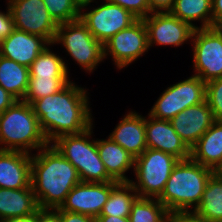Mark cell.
Masks as SVG:
<instances>
[{
	"label": "cell",
	"instance_id": "obj_1",
	"mask_svg": "<svg viewBox=\"0 0 222 222\" xmlns=\"http://www.w3.org/2000/svg\"><path fill=\"white\" fill-rule=\"evenodd\" d=\"M72 80L60 91L34 100V114L49 144L56 138L85 131L94 123L88 89Z\"/></svg>",
	"mask_w": 222,
	"mask_h": 222
},
{
	"label": "cell",
	"instance_id": "obj_2",
	"mask_svg": "<svg viewBox=\"0 0 222 222\" xmlns=\"http://www.w3.org/2000/svg\"><path fill=\"white\" fill-rule=\"evenodd\" d=\"M81 182L76 168L51 144L31 154V185L39 208L57 209Z\"/></svg>",
	"mask_w": 222,
	"mask_h": 222
},
{
	"label": "cell",
	"instance_id": "obj_3",
	"mask_svg": "<svg viewBox=\"0 0 222 222\" xmlns=\"http://www.w3.org/2000/svg\"><path fill=\"white\" fill-rule=\"evenodd\" d=\"M213 173L191 158L179 160L157 199L168 212H194Z\"/></svg>",
	"mask_w": 222,
	"mask_h": 222
},
{
	"label": "cell",
	"instance_id": "obj_4",
	"mask_svg": "<svg viewBox=\"0 0 222 222\" xmlns=\"http://www.w3.org/2000/svg\"><path fill=\"white\" fill-rule=\"evenodd\" d=\"M48 145L31 104L17 100L0 115V150L32 154Z\"/></svg>",
	"mask_w": 222,
	"mask_h": 222
},
{
	"label": "cell",
	"instance_id": "obj_5",
	"mask_svg": "<svg viewBox=\"0 0 222 222\" xmlns=\"http://www.w3.org/2000/svg\"><path fill=\"white\" fill-rule=\"evenodd\" d=\"M94 125L81 133L60 136L50 144L76 168L81 182H112L101 161L97 139L91 137Z\"/></svg>",
	"mask_w": 222,
	"mask_h": 222
},
{
	"label": "cell",
	"instance_id": "obj_6",
	"mask_svg": "<svg viewBox=\"0 0 222 222\" xmlns=\"http://www.w3.org/2000/svg\"><path fill=\"white\" fill-rule=\"evenodd\" d=\"M54 45H62L66 55L86 71L93 73L104 62V48L80 20L58 24Z\"/></svg>",
	"mask_w": 222,
	"mask_h": 222
},
{
	"label": "cell",
	"instance_id": "obj_7",
	"mask_svg": "<svg viewBox=\"0 0 222 222\" xmlns=\"http://www.w3.org/2000/svg\"><path fill=\"white\" fill-rule=\"evenodd\" d=\"M178 162L179 159L173 155L152 148H147L135 158V179H131L130 183L138 197L158 198Z\"/></svg>",
	"mask_w": 222,
	"mask_h": 222
},
{
	"label": "cell",
	"instance_id": "obj_8",
	"mask_svg": "<svg viewBox=\"0 0 222 222\" xmlns=\"http://www.w3.org/2000/svg\"><path fill=\"white\" fill-rule=\"evenodd\" d=\"M91 3H96L97 7H94V4L91 7ZM97 3L99 2L96 0L81 3L80 20L102 44L138 19L130 11L117 4L106 0L101 5Z\"/></svg>",
	"mask_w": 222,
	"mask_h": 222
},
{
	"label": "cell",
	"instance_id": "obj_9",
	"mask_svg": "<svg viewBox=\"0 0 222 222\" xmlns=\"http://www.w3.org/2000/svg\"><path fill=\"white\" fill-rule=\"evenodd\" d=\"M206 83L191 75L167 87L154 102L148 115L159 120H171L181 111L205 101Z\"/></svg>",
	"mask_w": 222,
	"mask_h": 222
},
{
	"label": "cell",
	"instance_id": "obj_10",
	"mask_svg": "<svg viewBox=\"0 0 222 222\" xmlns=\"http://www.w3.org/2000/svg\"><path fill=\"white\" fill-rule=\"evenodd\" d=\"M190 44L195 73L192 75L205 83L222 78V31L218 27L194 29Z\"/></svg>",
	"mask_w": 222,
	"mask_h": 222
},
{
	"label": "cell",
	"instance_id": "obj_11",
	"mask_svg": "<svg viewBox=\"0 0 222 222\" xmlns=\"http://www.w3.org/2000/svg\"><path fill=\"white\" fill-rule=\"evenodd\" d=\"M104 59L108 56L117 69L128 67L149 50L147 28L143 19H137L132 25L113 35L103 44Z\"/></svg>",
	"mask_w": 222,
	"mask_h": 222
},
{
	"label": "cell",
	"instance_id": "obj_12",
	"mask_svg": "<svg viewBox=\"0 0 222 222\" xmlns=\"http://www.w3.org/2000/svg\"><path fill=\"white\" fill-rule=\"evenodd\" d=\"M14 28L39 35L49 43L56 37L58 24L50 16L43 0H6Z\"/></svg>",
	"mask_w": 222,
	"mask_h": 222
},
{
	"label": "cell",
	"instance_id": "obj_13",
	"mask_svg": "<svg viewBox=\"0 0 222 222\" xmlns=\"http://www.w3.org/2000/svg\"><path fill=\"white\" fill-rule=\"evenodd\" d=\"M149 49L155 45L179 47L191 42L194 28L170 12H155L143 18Z\"/></svg>",
	"mask_w": 222,
	"mask_h": 222
},
{
	"label": "cell",
	"instance_id": "obj_14",
	"mask_svg": "<svg viewBox=\"0 0 222 222\" xmlns=\"http://www.w3.org/2000/svg\"><path fill=\"white\" fill-rule=\"evenodd\" d=\"M118 182H80L66 196L60 209L85 214L93 218L100 216L112 188Z\"/></svg>",
	"mask_w": 222,
	"mask_h": 222
},
{
	"label": "cell",
	"instance_id": "obj_15",
	"mask_svg": "<svg viewBox=\"0 0 222 222\" xmlns=\"http://www.w3.org/2000/svg\"><path fill=\"white\" fill-rule=\"evenodd\" d=\"M215 121L206 101L188 107L170 120L176 133L190 149Z\"/></svg>",
	"mask_w": 222,
	"mask_h": 222
},
{
	"label": "cell",
	"instance_id": "obj_16",
	"mask_svg": "<svg viewBox=\"0 0 222 222\" xmlns=\"http://www.w3.org/2000/svg\"><path fill=\"white\" fill-rule=\"evenodd\" d=\"M145 129L147 148L161 150L179 160L190 158V148L176 133L169 120H159L147 115Z\"/></svg>",
	"mask_w": 222,
	"mask_h": 222
},
{
	"label": "cell",
	"instance_id": "obj_17",
	"mask_svg": "<svg viewBox=\"0 0 222 222\" xmlns=\"http://www.w3.org/2000/svg\"><path fill=\"white\" fill-rule=\"evenodd\" d=\"M49 44L39 35L14 29L0 42V55L29 67Z\"/></svg>",
	"mask_w": 222,
	"mask_h": 222
},
{
	"label": "cell",
	"instance_id": "obj_18",
	"mask_svg": "<svg viewBox=\"0 0 222 222\" xmlns=\"http://www.w3.org/2000/svg\"><path fill=\"white\" fill-rule=\"evenodd\" d=\"M109 137L134 158L139 157L147 149L145 116L130 110L115 126Z\"/></svg>",
	"mask_w": 222,
	"mask_h": 222
},
{
	"label": "cell",
	"instance_id": "obj_19",
	"mask_svg": "<svg viewBox=\"0 0 222 222\" xmlns=\"http://www.w3.org/2000/svg\"><path fill=\"white\" fill-rule=\"evenodd\" d=\"M31 185V154L0 150V188L22 189Z\"/></svg>",
	"mask_w": 222,
	"mask_h": 222
},
{
	"label": "cell",
	"instance_id": "obj_20",
	"mask_svg": "<svg viewBox=\"0 0 222 222\" xmlns=\"http://www.w3.org/2000/svg\"><path fill=\"white\" fill-rule=\"evenodd\" d=\"M97 148L108 175L116 182H130L126 173L134 171L135 158L109 136L97 139Z\"/></svg>",
	"mask_w": 222,
	"mask_h": 222
},
{
	"label": "cell",
	"instance_id": "obj_21",
	"mask_svg": "<svg viewBox=\"0 0 222 222\" xmlns=\"http://www.w3.org/2000/svg\"><path fill=\"white\" fill-rule=\"evenodd\" d=\"M190 158L214 172L222 163V121H215L191 147Z\"/></svg>",
	"mask_w": 222,
	"mask_h": 222
},
{
	"label": "cell",
	"instance_id": "obj_22",
	"mask_svg": "<svg viewBox=\"0 0 222 222\" xmlns=\"http://www.w3.org/2000/svg\"><path fill=\"white\" fill-rule=\"evenodd\" d=\"M38 209L32 187L0 188V222L8 218L31 215Z\"/></svg>",
	"mask_w": 222,
	"mask_h": 222
},
{
	"label": "cell",
	"instance_id": "obj_23",
	"mask_svg": "<svg viewBox=\"0 0 222 222\" xmlns=\"http://www.w3.org/2000/svg\"><path fill=\"white\" fill-rule=\"evenodd\" d=\"M169 12L194 29L212 27V0H175Z\"/></svg>",
	"mask_w": 222,
	"mask_h": 222
},
{
	"label": "cell",
	"instance_id": "obj_24",
	"mask_svg": "<svg viewBox=\"0 0 222 222\" xmlns=\"http://www.w3.org/2000/svg\"><path fill=\"white\" fill-rule=\"evenodd\" d=\"M193 213L206 222H222V175H211Z\"/></svg>",
	"mask_w": 222,
	"mask_h": 222
},
{
	"label": "cell",
	"instance_id": "obj_25",
	"mask_svg": "<svg viewBox=\"0 0 222 222\" xmlns=\"http://www.w3.org/2000/svg\"><path fill=\"white\" fill-rule=\"evenodd\" d=\"M29 76V67L0 55V85L17 100H23Z\"/></svg>",
	"mask_w": 222,
	"mask_h": 222
},
{
	"label": "cell",
	"instance_id": "obj_26",
	"mask_svg": "<svg viewBox=\"0 0 222 222\" xmlns=\"http://www.w3.org/2000/svg\"><path fill=\"white\" fill-rule=\"evenodd\" d=\"M53 43L39 54V56L29 66L30 76H39L45 78H69L68 64L64 57L56 54L51 47Z\"/></svg>",
	"mask_w": 222,
	"mask_h": 222
},
{
	"label": "cell",
	"instance_id": "obj_27",
	"mask_svg": "<svg viewBox=\"0 0 222 222\" xmlns=\"http://www.w3.org/2000/svg\"><path fill=\"white\" fill-rule=\"evenodd\" d=\"M138 197L130 182H118L111 190L100 215L129 217L131 205Z\"/></svg>",
	"mask_w": 222,
	"mask_h": 222
},
{
	"label": "cell",
	"instance_id": "obj_28",
	"mask_svg": "<svg viewBox=\"0 0 222 222\" xmlns=\"http://www.w3.org/2000/svg\"><path fill=\"white\" fill-rule=\"evenodd\" d=\"M168 211L157 198L137 197L131 205L130 222H166Z\"/></svg>",
	"mask_w": 222,
	"mask_h": 222
},
{
	"label": "cell",
	"instance_id": "obj_29",
	"mask_svg": "<svg viewBox=\"0 0 222 222\" xmlns=\"http://www.w3.org/2000/svg\"><path fill=\"white\" fill-rule=\"evenodd\" d=\"M70 81V78H45L39 76H29L27 92L22 101L31 104L34 100L57 93Z\"/></svg>",
	"mask_w": 222,
	"mask_h": 222
},
{
	"label": "cell",
	"instance_id": "obj_30",
	"mask_svg": "<svg viewBox=\"0 0 222 222\" xmlns=\"http://www.w3.org/2000/svg\"><path fill=\"white\" fill-rule=\"evenodd\" d=\"M45 6L57 24L80 19L81 2L79 0H43Z\"/></svg>",
	"mask_w": 222,
	"mask_h": 222
},
{
	"label": "cell",
	"instance_id": "obj_31",
	"mask_svg": "<svg viewBox=\"0 0 222 222\" xmlns=\"http://www.w3.org/2000/svg\"><path fill=\"white\" fill-rule=\"evenodd\" d=\"M205 101L213 111L216 121H222V78L206 82Z\"/></svg>",
	"mask_w": 222,
	"mask_h": 222
},
{
	"label": "cell",
	"instance_id": "obj_32",
	"mask_svg": "<svg viewBox=\"0 0 222 222\" xmlns=\"http://www.w3.org/2000/svg\"><path fill=\"white\" fill-rule=\"evenodd\" d=\"M117 4L122 8L130 11L136 18L143 19L149 16L148 0H106Z\"/></svg>",
	"mask_w": 222,
	"mask_h": 222
},
{
	"label": "cell",
	"instance_id": "obj_33",
	"mask_svg": "<svg viewBox=\"0 0 222 222\" xmlns=\"http://www.w3.org/2000/svg\"><path fill=\"white\" fill-rule=\"evenodd\" d=\"M14 22L10 10L7 6L6 12L0 10V42L7 38L9 34L14 30Z\"/></svg>",
	"mask_w": 222,
	"mask_h": 222
},
{
	"label": "cell",
	"instance_id": "obj_34",
	"mask_svg": "<svg viewBox=\"0 0 222 222\" xmlns=\"http://www.w3.org/2000/svg\"><path fill=\"white\" fill-rule=\"evenodd\" d=\"M166 222H206L193 212H168Z\"/></svg>",
	"mask_w": 222,
	"mask_h": 222
},
{
	"label": "cell",
	"instance_id": "obj_35",
	"mask_svg": "<svg viewBox=\"0 0 222 222\" xmlns=\"http://www.w3.org/2000/svg\"><path fill=\"white\" fill-rule=\"evenodd\" d=\"M60 213L61 222H96V219L80 213L63 211L60 208H57Z\"/></svg>",
	"mask_w": 222,
	"mask_h": 222
},
{
	"label": "cell",
	"instance_id": "obj_36",
	"mask_svg": "<svg viewBox=\"0 0 222 222\" xmlns=\"http://www.w3.org/2000/svg\"><path fill=\"white\" fill-rule=\"evenodd\" d=\"M37 222H61L60 213L57 209H43L37 210Z\"/></svg>",
	"mask_w": 222,
	"mask_h": 222
},
{
	"label": "cell",
	"instance_id": "obj_37",
	"mask_svg": "<svg viewBox=\"0 0 222 222\" xmlns=\"http://www.w3.org/2000/svg\"><path fill=\"white\" fill-rule=\"evenodd\" d=\"M149 1V15L155 12H169L175 0H148Z\"/></svg>",
	"mask_w": 222,
	"mask_h": 222
},
{
	"label": "cell",
	"instance_id": "obj_38",
	"mask_svg": "<svg viewBox=\"0 0 222 222\" xmlns=\"http://www.w3.org/2000/svg\"><path fill=\"white\" fill-rule=\"evenodd\" d=\"M16 101L17 99L0 85V115Z\"/></svg>",
	"mask_w": 222,
	"mask_h": 222
},
{
	"label": "cell",
	"instance_id": "obj_39",
	"mask_svg": "<svg viewBox=\"0 0 222 222\" xmlns=\"http://www.w3.org/2000/svg\"><path fill=\"white\" fill-rule=\"evenodd\" d=\"M222 25V0H212V27Z\"/></svg>",
	"mask_w": 222,
	"mask_h": 222
},
{
	"label": "cell",
	"instance_id": "obj_40",
	"mask_svg": "<svg viewBox=\"0 0 222 222\" xmlns=\"http://www.w3.org/2000/svg\"><path fill=\"white\" fill-rule=\"evenodd\" d=\"M1 222H37V211L28 216L8 218Z\"/></svg>",
	"mask_w": 222,
	"mask_h": 222
},
{
	"label": "cell",
	"instance_id": "obj_41",
	"mask_svg": "<svg viewBox=\"0 0 222 222\" xmlns=\"http://www.w3.org/2000/svg\"><path fill=\"white\" fill-rule=\"evenodd\" d=\"M96 222H130V220L129 217L100 215L99 217L96 218Z\"/></svg>",
	"mask_w": 222,
	"mask_h": 222
},
{
	"label": "cell",
	"instance_id": "obj_42",
	"mask_svg": "<svg viewBox=\"0 0 222 222\" xmlns=\"http://www.w3.org/2000/svg\"><path fill=\"white\" fill-rule=\"evenodd\" d=\"M215 173L222 175V163L221 166L215 171Z\"/></svg>",
	"mask_w": 222,
	"mask_h": 222
},
{
	"label": "cell",
	"instance_id": "obj_43",
	"mask_svg": "<svg viewBox=\"0 0 222 222\" xmlns=\"http://www.w3.org/2000/svg\"><path fill=\"white\" fill-rule=\"evenodd\" d=\"M81 3H84V2H87V1H90V0H79ZM100 1V0H99Z\"/></svg>",
	"mask_w": 222,
	"mask_h": 222
},
{
	"label": "cell",
	"instance_id": "obj_44",
	"mask_svg": "<svg viewBox=\"0 0 222 222\" xmlns=\"http://www.w3.org/2000/svg\"><path fill=\"white\" fill-rule=\"evenodd\" d=\"M218 28L222 31V25L218 26Z\"/></svg>",
	"mask_w": 222,
	"mask_h": 222
}]
</instances>
